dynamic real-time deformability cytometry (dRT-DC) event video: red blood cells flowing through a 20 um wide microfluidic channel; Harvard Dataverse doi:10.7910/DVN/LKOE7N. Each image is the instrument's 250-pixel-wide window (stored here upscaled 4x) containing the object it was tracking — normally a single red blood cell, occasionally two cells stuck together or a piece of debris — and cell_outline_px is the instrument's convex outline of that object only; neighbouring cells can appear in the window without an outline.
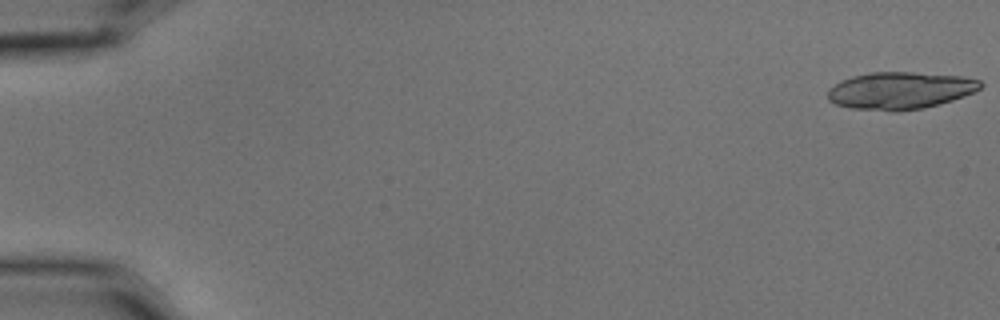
{"species": "common noctule bat (a hibernating species)", "species_latin": "Nyctalus noctula", "temperature_condition": "cold", "stored_images_in_passage": 20, "camera_frame_rate_fps": 3000, "um_per_image_px": 0.085, "animal": {"sex": "male", "body_mass_g": 15.6}, "frame": {"image": 1, "passage_image": 1, "time_ms": 0.0, "image_size_px": [1000, 320], "cell_outline_px": [[984, 84], [980, 88], [964, 96], [940, 104], [924, 108], [896, 112], [892, 112], [852, 108], [836, 104], [828, 100], [828, 88], [840, 80], [852, 76], [872, 72], [912, 72], [960, 76], [980, 80]], "centroid_in_image_um": [76.49, 7.7], "position_along_channel_um": 8.5, "area_um2": 33.29}}